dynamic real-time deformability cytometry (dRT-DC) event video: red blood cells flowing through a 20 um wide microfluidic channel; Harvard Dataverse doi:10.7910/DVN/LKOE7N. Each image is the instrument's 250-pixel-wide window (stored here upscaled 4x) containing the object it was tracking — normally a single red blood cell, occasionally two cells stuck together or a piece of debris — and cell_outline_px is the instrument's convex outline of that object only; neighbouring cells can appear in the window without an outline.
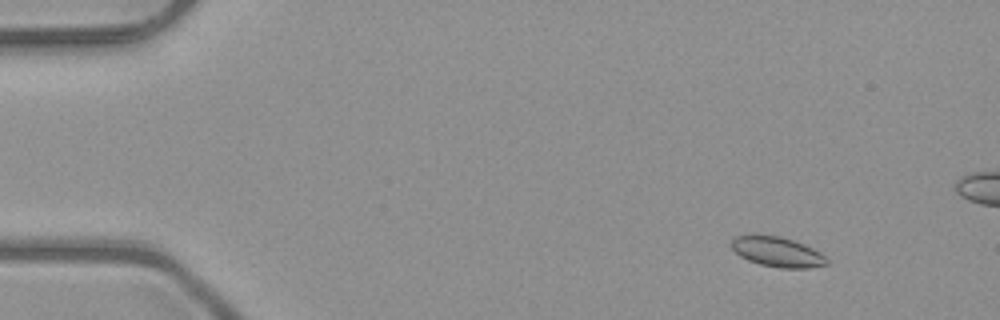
{"species": "common noctule bat (a hibernating species)", "species_latin": "Nyctalus noctula", "temperature_condition": "room temperature", "stored_images_in_passage": 17, "camera_frame_rate_fps": 3000, "um_per_image_px": 0.085, "animal": {"sex": "male", "body_mass_g": 23.1, "forearm_length_mm": 52.7}, "frame": {"image": 1, "passage_image": 6, "time_ms": 1.667, "image_size_px": [1000, 320], "cell_outline_px": [[828, 264], [812, 268], [780, 268], [760, 264], [748, 260], [740, 256], [732, 248], [732, 236], [756, 232], [780, 236], [804, 244], [820, 252], [828, 260]], "centroid_in_image_um": [66.03, 21.37], "position_along_channel_um": 19.0, "area_um2": 17.11}}